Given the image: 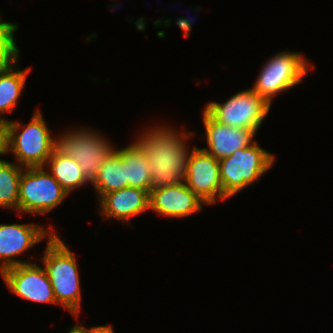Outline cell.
<instances>
[{"mask_svg": "<svg viewBox=\"0 0 333 333\" xmlns=\"http://www.w3.org/2000/svg\"><path fill=\"white\" fill-rule=\"evenodd\" d=\"M147 130L135 143L147 157L151 170L150 190L184 183L190 154L187 140L192 132L182 130L180 133L170 126L151 127V130L149 127Z\"/></svg>", "mask_w": 333, "mask_h": 333, "instance_id": "6da1fadb", "label": "cell"}, {"mask_svg": "<svg viewBox=\"0 0 333 333\" xmlns=\"http://www.w3.org/2000/svg\"><path fill=\"white\" fill-rule=\"evenodd\" d=\"M47 243L41 261L50 279L56 302L77 319L81 306V290L75 254L56 233L48 238Z\"/></svg>", "mask_w": 333, "mask_h": 333, "instance_id": "7a4b0ae2", "label": "cell"}, {"mask_svg": "<svg viewBox=\"0 0 333 333\" xmlns=\"http://www.w3.org/2000/svg\"><path fill=\"white\" fill-rule=\"evenodd\" d=\"M21 124L16 120H8V153L12 152L17 159L16 163L21 167H45L48 158L56 149V137L52 138L39 109L34 112L28 124ZM21 128L22 132L18 133Z\"/></svg>", "mask_w": 333, "mask_h": 333, "instance_id": "3957f363", "label": "cell"}, {"mask_svg": "<svg viewBox=\"0 0 333 333\" xmlns=\"http://www.w3.org/2000/svg\"><path fill=\"white\" fill-rule=\"evenodd\" d=\"M274 160V155L260 147L257 141L220 159V179L224 193L230 198L253 184L270 169Z\"/></svg>", "mask_w": 333, "mask_h": 333, "instance_id": "277c9868", "label": "cell"}, {"mask_svg": "<svg viewBox=\"0 0 333 333\" xmlns=\"http://www.w3.org/2000/svg\"><path fill=\"white\" fill-rule=\"evenodd\" d=\"M310 63L297 52H280L262 67L257 80L251 88L269 105L278 93L300 84L308 74Z\"/></svg>", "mask_w": 333, "mask_h": 333, "instance_id": "5b68a950", "label": "cell"}, {"mask_svg": "<svg viewBox=\"0 0 333 333\" xmlns=\"http://www.w3.org/2000/svg\"><path fill=\"white\" fill-rule=\"evenodd\" d=\"M69 131L56 138V149L76 161L83 175L92 183L99 173V167L116 148L99 132L90 131V128Z\"/></svg>", "mask_w": 333, "mask_h": 333, "instance_id": "8992f818", "label": "cell"}, {"mask_svg": "<svg viewBox=\"0 0 333 333\" xmlns=\"http://www.w3.org/2000/svg\"><path fill=\"white\" fill-rule=\"evenodd\" d=\"M67 196L68 193L44 167H28L19 182L17 212L46 214Z\"/></svg>", "mask_w": 333, "mask_h": 333, "instance_id": "52a82bcc", "label": "cell"}, {"mask_svg": "<svg viewBox=\"0 0 333 333\" xmlns=\"http://www.w3.org/2000/svg\"><path fill=\"white\" fill-rule=\"evenodd\" d=\"M263 98L251 88L232 95L226 102H209L205 110L215 121L235 128L253 129L257 132L270 110Z\"/></svg>", "mask_w": 333, "mask_h": 333, "instance_id": "ba28073f", "label": "cell"}, {"mask_svg": "<svg viewBox=\"0 0 333 333\" xmlns=\"http://www.w3.org/2000/svg\"><path fill=\"white\" fill-rule=\"evenodd\" d=\"M184 183L205 205L214 204L218 196L221 200L229 198L223 191L219 160L196 146L188 158Z\"/></svg>", "mask_w": 333, "mask_h": 333, "instance_id": "9c48e42d", "label": "cell"}, {"mask_svg": "<svg viewBox=\"0 0 333 333\" xmlns=\"http://www.w3.org/2000/svg\"><path fill=\"white\" fill-rule=\"evenodd\" d=\"M10 292L36 303H55L54 291L45 268L35 263H25L1 272Z\"/></svg>", "mask_w": 333, "mask_h": 333, "instance_id": "30bf717a", "label": "cell"}, {"mask_svg": "<svg viewBox=\"0 0 333 333\" xmlns=\"http://www.w3.org/2000/svg\"><path fill=\"white\" fill-rule=\"evenodd\" d=\"M51 231L37 224H0V273L10 267L29 263L15 260L18 255L35 246L41 240L50 238L55 234L53 226ZM49 231V232H48ZM16 256V257H15Z\"/></svg>", "mask_w": 333, "mask_h": 333, "instance_id": "8fae6325", "label": "cell"}, {"mask_svg": "<svg viewBox=\"0 0 333 333\" xmlns=\"http://www.w3.org/2000/svg\"><path fill=\"white\" fill-rule=\"evenodd\" d=\"M202 121L206 130L208 148H201L218 160L231 156L235 150L248 147L255 143L257 133L253 129L235 128L215 121L205 110Z\"/></svg>", "mask_w": 333, "mask_h": 333, "instance_id": "7c38bea8", "label": "cell"}, {"mask_svg": "<svg viewBox=\"0 0 333 333\" xmlns=\"http://www.w3.org/2000/svg\"><path fill=\"white\" fill-rule=\"evenodd\" d=\"M205 204L185 183L150 190L149 209L166 217L184 218Z\"/></svg>", "mask_w": 333, "mask_h": 333, "instance_id": "4fadbf2b", "label": "cell"}, {"mask_svg": "<svg viewBox=\"0 0 333 333\" xmlns=\"http://www.w3.org/2000/svg\"><path fill=\"white\" fill-rule=\"evenodd\" d=\"M98 200L101 207L100 214L102 213L105 220L115 218L129 222L131 217L149 209V192L134 187L106 193Z\"/></svg>", "mask_w": 333, "mask_h": 333, "instance_id": "5bb4252c", "label": "cell"}, {"mask_svg": "<svg viewBox=\"0 0 333 333\" xmlns=\"http://www.w3.org/2000/svg\"><path fill=\"white\" fill-rule=\"evenodd\" d=\"M99 199L106 193L127 187L125 174V148L115 150L99 167L92 182Z\"/></svg>", "mask_w": 333, "mask_h": 333, "instance_id": "9a60e30c", "label": "cell"}, {"mask_svg": "<svg viewBox=\"0 0 333 333\" xmlns=\"http://www.w3.org/2000/svg\"><path fill=\"white\" fill-rule=\"evenodd\" d=\"M50 169L49 173L60 183L62 188L69 194L73 189L80 188L90 183L81 171V167L71 157L64 156L57 149L48 158L45 166Z\"/></svg>", "mask_w": 333, "mask_h": 333, "instance_id": "2e32d148", "label": "cell"}, {"mask_svg": "<svg viewBox=\"0 0 333 333\" xmlns=\"http://www.w3.org/2000/svg\"><path fill=\"white\" fill-rule=\"evenodd\" d=\"M150 171L147 157L136 143L125 147V174L127 187L146 190L150 193Z\"/></svg>", "mask_w": 333, "mask_h": 333, "instance_id": "e0dca14e", "label": "cell"}, {"mask_svg": "<svg viewBox=\"0 0 333 333\" xmlns=\"http://www.w3.org/2000/svg\"><path fill=\"white\" fill-rule=\"evenodd\" d=\"M15 67L0 75V114L12 112L15 109L31 70L28 68L17 71Z\"/></svg>", "mask_w": 333, "mask_h": 333, "instance_id": "ac0fdd59", "label": "cell"}, {"mask_svg": "<svg viewBox=\"0 0 333 333\" xmlns=\"http://www.w3.org/2000/svg\"><path fill=\"white\" fill-rule=\"evenodd\" d=\"M24 167L0 160V208L18 210L19 182Z\"/></svg>", "mask_w": 333, "mask_h": 333, "instance_id": "d6986e66", "label": "cell"}, {"mask_svg": "<svg viewBox=\"0 0 333 333\" xmlns=\"http://www.w3.org/2000/svg\"><path fill=\"white\" fill-rule=\"evenodd\" d=\"M18 25L0 20V75L9 71L18 61L19 49L13 34Z\"/></svg>", "mask_w": 333, "mask_h": 333, "instance_id": "ffe728a7", "label": "cell"}, {"mask_svg": "<svg viewBox=\"0 0 333 333\" xmlns=\"http://www.w3.org/2000/svg\"><path fill=\"white\" fill-rule=\"evenodd\" d=\"M7 119L0 118V155L8 154L7 151ZM2 160V159H0Z\"/></svg>", "mask_w": 333, "mask_h": 333, "instance_id": "44dd1931", "label": "cell"}, {"mask_svg": "<svg viewBox=\"0 0 333 333\" xmlns=\"http://www.w3.org/2000/svg\"><path fill=\"white\" fill-rule=\"evenodd\" d=\"M92 333H115L111 325L92 326Z\"/></svg>", "mask_w": 333, "mask_h": 333, "instance_id": "7402d4cb", "label": "cell"}, {"mask_svg": "<svg viewBox=\"0 0 333 333\" xmlns=\"http://www.w3.org/2000/svg\"><path fill=\"white\" fill-rule=\"evenodd\" d=\"M68 333H92V328H87L82 325L73 326Z\"/></svg>", "mask_w": 333, "mask_h": 333, "instance_id": "603a6c76", "label": "cell"}]
</instances>
